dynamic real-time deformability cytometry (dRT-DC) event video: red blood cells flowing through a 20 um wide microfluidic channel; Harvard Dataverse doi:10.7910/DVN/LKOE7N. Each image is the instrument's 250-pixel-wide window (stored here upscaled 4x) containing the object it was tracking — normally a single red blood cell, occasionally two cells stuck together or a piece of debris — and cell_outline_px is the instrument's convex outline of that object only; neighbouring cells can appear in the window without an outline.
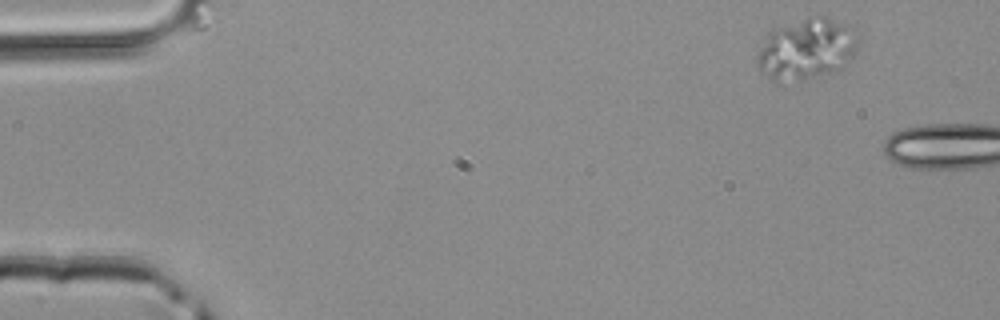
{"species": "common noctule bat (a hibernating species)", "species_latin": "Nyctalus noctula", "temperature_condition": "room temperature", "stored_images_in_passage": 2, "camera_frame_rate_fps": 3000, "um_per_image_px": 0.085, "animal": {"sex": "male", "body_mass_g": 20.4}, "frame": {"image": 1, "passage_image": 1, "time_ms": 0.0, "image_size_px": [1000, 320], "cell_outline_px": [[856, 52], [840, 68], [832, 72], [776, 80], [768, 76], [756, 64], [756, 60], [764, 36], [768, 32], [804, 20], [820, 16], [824, 16], [844, 24], [852, 28], [856, 40]], "centroid_in_image_um": [68.55, 4.13], "position_along_channel_um": 16.5, "area_um2": 33.87}}